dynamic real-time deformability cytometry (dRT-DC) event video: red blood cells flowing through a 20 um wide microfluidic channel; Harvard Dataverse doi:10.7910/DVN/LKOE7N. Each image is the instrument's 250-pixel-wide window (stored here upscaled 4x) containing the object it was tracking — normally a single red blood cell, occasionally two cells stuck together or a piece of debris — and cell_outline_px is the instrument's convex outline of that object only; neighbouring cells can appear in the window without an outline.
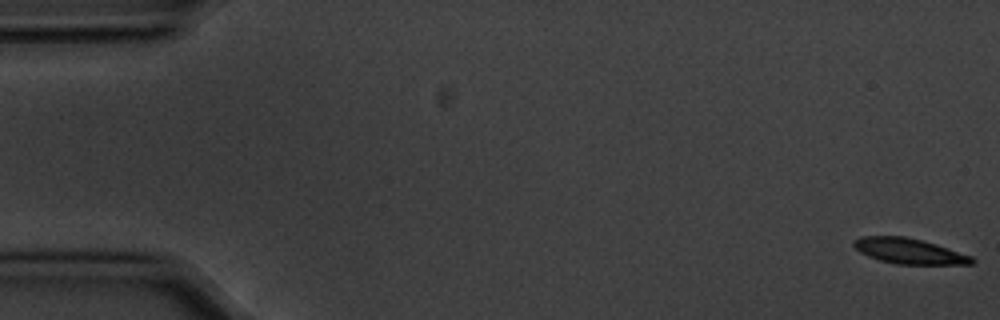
{"species": "common noctule bat (a hibernating species)", "species_latin": "Nyctalus noctula", "temperature_condition": "cold", "stored_images_in_passage": 9, "camera_frame_rate_fps": 3000, "um_per_image_px": 0.085, "animal": {"sex": "male", "body_mass_g": 20.1, "forearm_length_mm": 53.5}, "frame": {"image": 1, "passage_image": 1, "time_ms": 0.0, "image_size_px": [1000, 320], "cell_outline_px": [[976, 260], [972, 264], [896, 264], [880, 260], [868, 256], [860, 252], [852, 244], [852, 240], [860, 236], [904, 236], [936, 244], [972, 256]], "centroid_in_image_um": [77.25, 21.34], "position_along_channel_um": 7.7, "area_um2": 17.46}}